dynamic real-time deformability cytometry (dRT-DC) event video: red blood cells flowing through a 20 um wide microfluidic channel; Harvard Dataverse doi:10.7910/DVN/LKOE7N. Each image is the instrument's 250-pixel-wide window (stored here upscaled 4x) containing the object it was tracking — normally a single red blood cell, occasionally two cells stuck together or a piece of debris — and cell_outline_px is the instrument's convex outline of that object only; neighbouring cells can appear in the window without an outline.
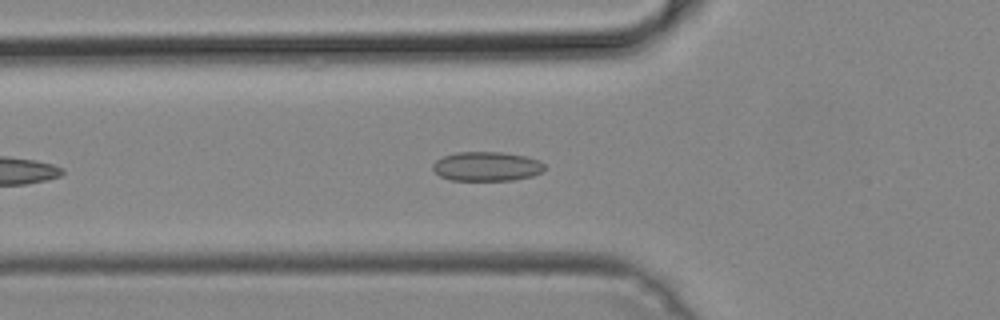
{"species": "common noctule bat (a hibernating species)", "species_latin": "Nyctalus noctula", "temperature_condition": "cold", "stored_images_in_passage": 36, "camera_frame_rate_fps": 3000, "um_per_image_px": 0.085, "animal": {"sex": "male", "body_mass_g": 19.2, "forearm_length_mm": 51.8}, "frame": {"image": 1, "passage_image": 7, "time_ms": 2.0, "image_size_px": [1000, 320], "cell_outline_px": [[544, 172], [532, 176], [512, 180], [452, 180], [440, 176], [432, 168], [432, 164], [436, 160], [444, 156], [456, 152], [500, 152], [524, 156], [540, 160], [544, 164]], "centroid_in_image_um": [41.38, 14.14], "position_along_channel_um": 84.4, "area_um2": 19.07}}
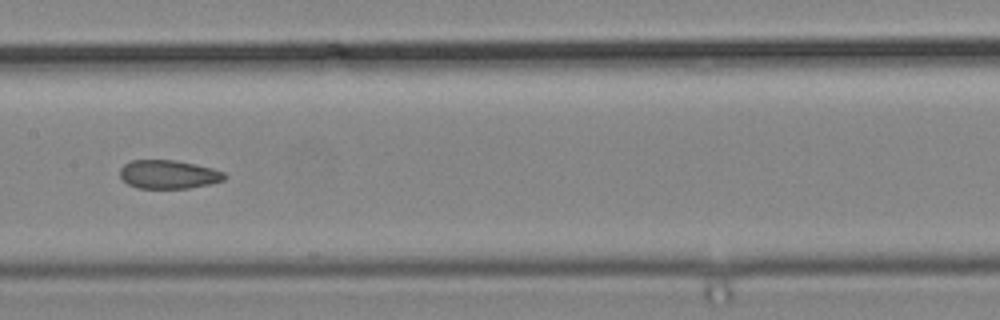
{"frame": {"image": 2, "passage_image": 15, "time_ms": 4.667, "image_size_px": [1000, 320], "cell_outline_px": [[228, 176], [224, 180], [212, 184], [188, 188], [136, 188], [128, 184], [120, 176], [120, 168], [124, 164], [132, 160], [176, 160], [196, 164], [212, 168], [224, 172]], "centroid_in_image_um": [14.35, 14.82], "position_along_channel_um": 193.1, "area_um2": 17.57}}
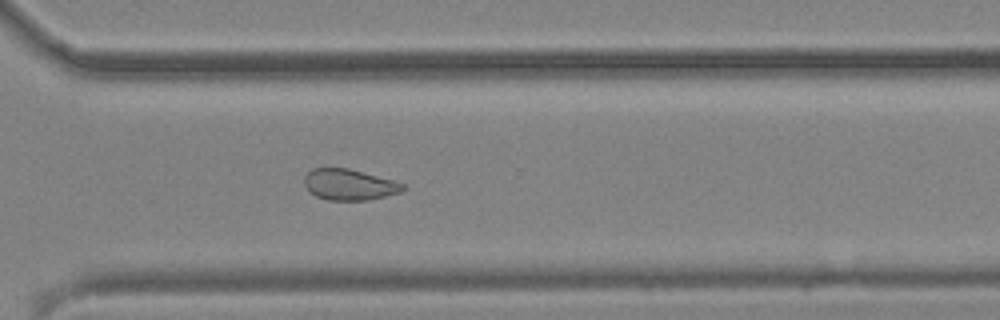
{"frame": {"image": 3, "passage_image": 26, "time_ms": 8.333, "image_size_px": [1000, 320], "cell_outline_px": [[404, 188], [400, 192], [368, 200], [328, 200], [316, 196], [304, 184], [304, 176], [312, 168], [348, 168], [392, 180], [404, 184]], "centroid_in_image_um": [29.66, 15.69], "position_along_channel_um": 340.9, "area_um2": 17.51}}